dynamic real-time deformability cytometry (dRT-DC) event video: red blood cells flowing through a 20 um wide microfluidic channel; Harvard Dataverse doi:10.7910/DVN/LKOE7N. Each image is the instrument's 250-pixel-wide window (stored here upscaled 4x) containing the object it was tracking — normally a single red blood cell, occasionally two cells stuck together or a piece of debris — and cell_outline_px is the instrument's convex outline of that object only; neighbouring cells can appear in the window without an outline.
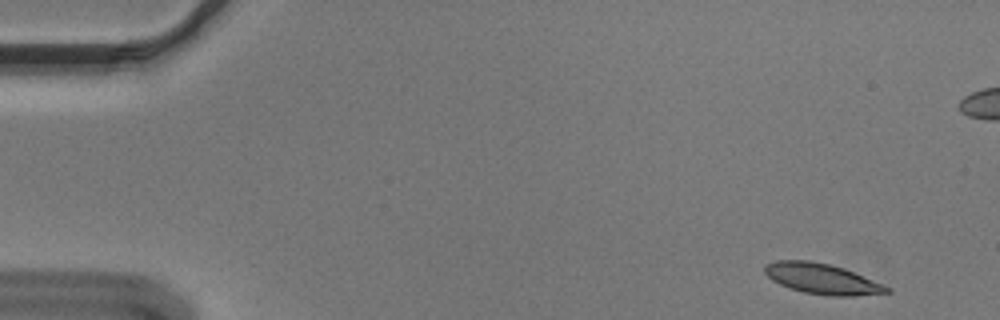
{"species": "Egyptian fruit bat (a non-hibernating species)", "species_latin": "Rousettus aegyptiacus", "temperature_condition": "cold", "stored_images_in_passage": 54, "camera_frame_rate_fps": 3000, "um_per_image_px": 0.085, "animal": {"sex": "male"}, "frame": {"image": 1, "passage_image": 2, "time_ms": 0.333, "image_size_px": [1000, 320], "cell_outline_px": [[892, 292], [856, 296], [828, 296], [804, 292], [788, 288], [772, 280], [764, 272], [764, 264], [776, 260], [808, 260], [828, 264], [844, 268], [884, 284], [892, 288]], "centroid_in_image_um": [69.89, 23.7], "position_along_channel_um": 15.1, "area_um2": 21.91}}
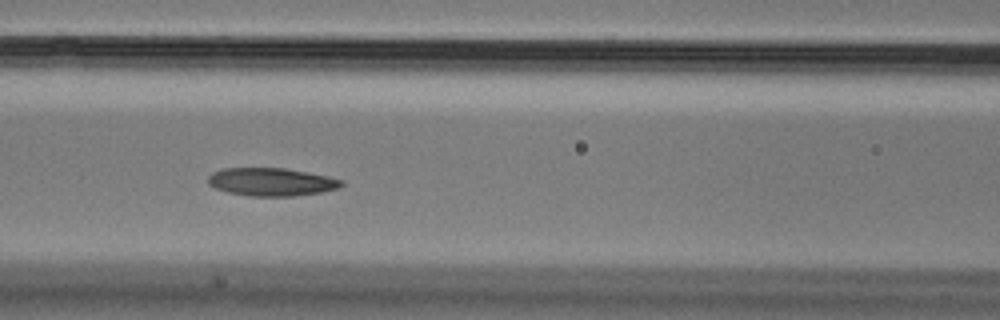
{"frame": {"image": 2, "passage_image": 22, "time_ms": 7.0, "image_size_px": [1000, 320], "cell_outline_px": [[344, 184], [340, 188], [320, 192], [292, 196], [248, 196], [228, 192], [216, 188], [208, 184], [208, 176], [212, 172], [224, 168], [284, 168], [328, 176], [344, 180]], "centroid_in_image_um": [23.07, 15.46], "position_along_channel_um": 143.5, "area_um2": 21.79}}
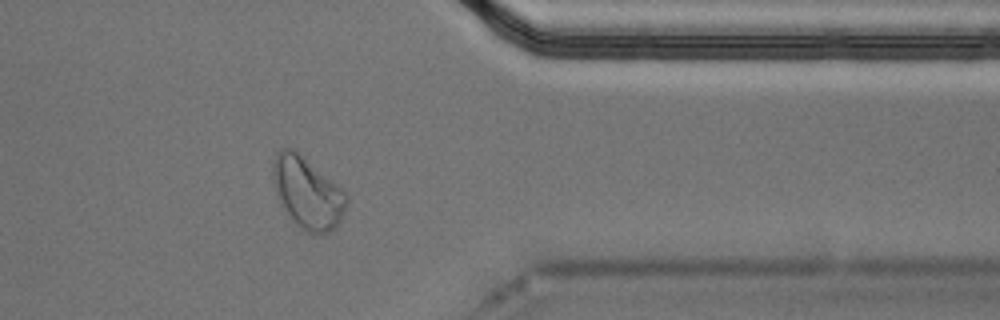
{"frame": {"image": 3, "passage_image": 43, "time_ms": 14.0, "image_size_px": [1000, 320], "cell_outline_px": [[348, 200], [344, 212], [340, 220], [328, 232], [308, 232], [296, 224], [292, 220], [284, 208], [276, 192], [272, 176], [272, 164], [276, 152], [280, 148], [296, 148], [344, 188], [348, 196]], "centroid_in_image_um": [26.14, 16.29], "position_along_channel_um": 385.3, "area_um2": 30.92}, "authors_computed_cell_mechanics": {"area_um2": 22.1952, "velocity_mm_per_s": 3.6099, "shape_relaxation_time_tau1_ms": 4.6733, "shape_relaxation_time_tau2_ms": 3.4366, "deformation_change_tau1": 0.161, "deformation_change_tau2": 0.0995}}